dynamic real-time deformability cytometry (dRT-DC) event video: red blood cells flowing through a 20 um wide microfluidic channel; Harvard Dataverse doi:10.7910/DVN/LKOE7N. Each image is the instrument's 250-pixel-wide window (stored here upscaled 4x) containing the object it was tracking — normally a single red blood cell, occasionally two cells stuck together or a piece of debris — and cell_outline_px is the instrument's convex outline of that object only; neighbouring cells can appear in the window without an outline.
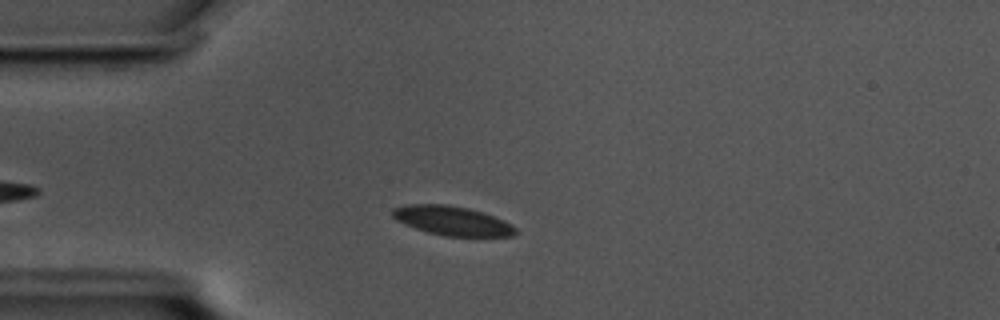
{"species": "common noctule bat (a hibernating species)", "species_latin": "Nyctalus noctula", "temperature_condition": "cold", "stored_images_in_passage": 44, "camera_frame_rate_fps": 3000, "um_per_image_px": 0.085, "animal": {"sex": "male", "body_mass_g": 17.5, "forearm_length_mm": 52.3}, "frame": {"image": 1, "passage_image": 8, "time_ms": 2.333, "image_size_px": [1000, 320], "cell_outline_px": [[516, 236], [444, 236], [428, 232], [404, 224], [396, 220], [392, 216], [392, 208], [404, 204], [444, 204], [468, 208], [504, 220], [512, 224], [516, 228]], "centroid_in_image_um": [38.41, 18.76], "position_along_channel_um": 46.6, "area_um2": 20.92}}
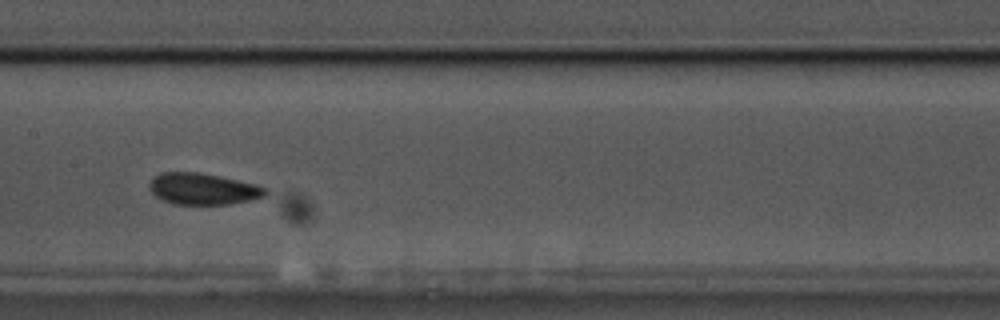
{"frame": {"image": 2, "passage_image": 22, "time_ms": 7.0, "image_size_px": [1000, 320], "cell_outline_px": [[268, 196], [228, 204], [172, 204], [156, 196], [148, 188], [148, 184], [160, 172], [196, 172], [220, 176], [256, 184], [268, 188]], "centroid_in_image_um": [17.28, 16.05], "position_along_channel_um": 190.1, "area_um2": 21.27}}
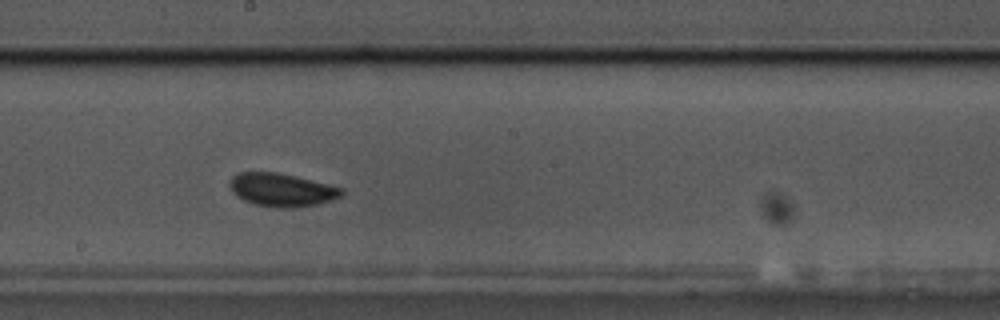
{"frame": {"image": 3, "passage_image": 25, "time_ms": 8.0, "image_size_px": [1000, 320], "cell_outline_px": [[344, 192], [340, 196], [332, 200], [316, 204], [296, 208], [276, 208], [252, 204], [236, 196], [232, 192], [228, 184], [232, 176], [240, 172], [276, 172], [328, 184], [344, 188]], "centroid_in_image_um": [23.91, 16.15], "position_along_channel_um": 224.3, "area_um2": 21.73}, "authors_computed_cell_mechanics": {"area_um2": 20.808, "velocity_mm_per_s": 3.4237, "shape_relaxation_time_tau1_ms": 2.1158, "shape_relaxation_time_tau2_ms": null, "deformation_change_tau1": 0.0592, "deformation_change_tau2": null}}